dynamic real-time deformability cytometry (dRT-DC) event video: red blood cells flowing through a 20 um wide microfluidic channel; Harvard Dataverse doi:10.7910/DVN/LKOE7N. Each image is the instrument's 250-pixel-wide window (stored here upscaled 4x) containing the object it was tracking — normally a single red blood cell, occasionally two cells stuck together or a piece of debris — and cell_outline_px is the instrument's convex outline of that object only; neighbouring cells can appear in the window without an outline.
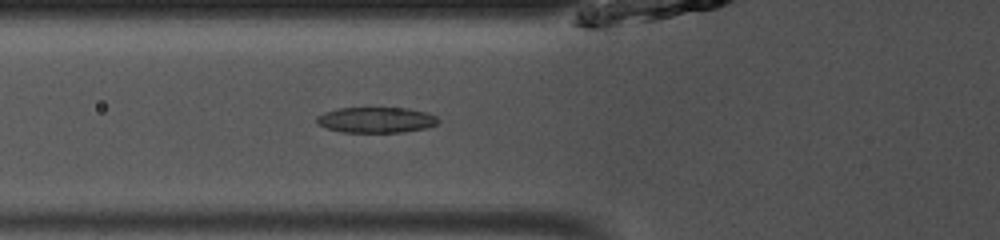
{"species": "common noctule bat (a hibernating species)", "species_latin": "Nyctalus noctula", "temperature_condition": "room temperature", "stored_images_in_passage": 34, "camera_frame_rate_fps": 3000, "um_per_image_px": 0.085, "animal": {"sex": "male", "body_mass_g": 13.0, "forearm_length_mm": 53.1}, "frame": {"image": 1, "passage_image": 3, "time_ms": 0.667, "image_size_px": [1000, 240], "cell_outline_px": [[440, 120], [436, 124], [428, 128], [404, 132], [340, 132], [324, 128], [316, 124], [316, 116], [324, 112], [340, 108], [408, 108], [428, 112], [436, 116]], "centroid_in_image_um": [31.96, 10.2], "position_along_channel_um": 93.8, "area_um2": 18.44}}
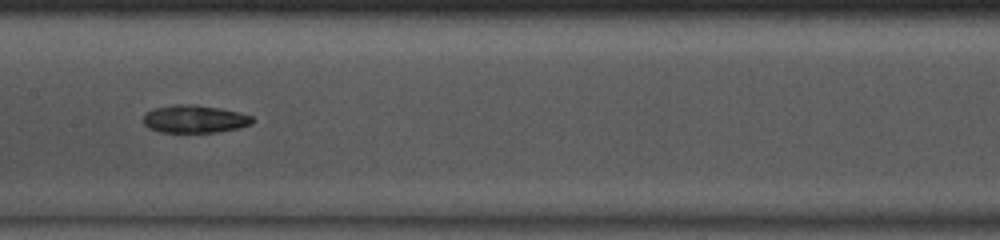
{"frame": {"image": 2, "passage_image": 10, "time_ms": 3.0, "image_size_px": [1000, 240], "cell_outline_px": [[256, 120], [252, 124], [240, 128], [216, 132], [160, 132], [148, 128], [144, 124], [144, 116], [152, 108], [176, 104], [192, 104], [220, 108], [240, 112], [252, 116]], "centroid_in_image_um": [16.58, 10.11], "position_along_channel_um": 190.8, "area_um2": 17.8}}
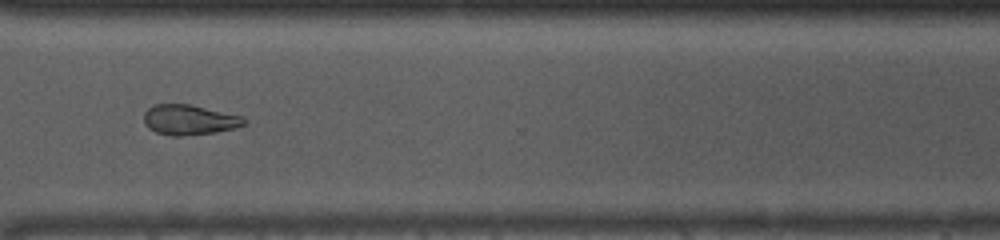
{"frame": {"image": 3, "passage_image": 22, "time_ms": 7.0, "image_size_px": [1000, 240], "cell_outline_px": [[248, 120], [244, 124], [236, 128], [216, 132], [184, 136], [172, 136], [156, 132], [148, 128], [144, 124], [144, 112], [148, 108], [156, 104], [188, 104], [244, 116]], "centroid_in_image_um": [16.1, 10.19], "position_along_channel_um": 354.5, "area_um2": 17.74}, "authors_computed_cell_mechanics": {"area_um2": 17.6868, "velocity_mm_per_s": 4.1074, "shape_relaxation_time_tau1_ms": 6.2533, "shape_relaxation_time_tau2_ms": 5.5, "deformation_change_tau1": 0.1494, "deformation_change_tau2": 0.1423}}